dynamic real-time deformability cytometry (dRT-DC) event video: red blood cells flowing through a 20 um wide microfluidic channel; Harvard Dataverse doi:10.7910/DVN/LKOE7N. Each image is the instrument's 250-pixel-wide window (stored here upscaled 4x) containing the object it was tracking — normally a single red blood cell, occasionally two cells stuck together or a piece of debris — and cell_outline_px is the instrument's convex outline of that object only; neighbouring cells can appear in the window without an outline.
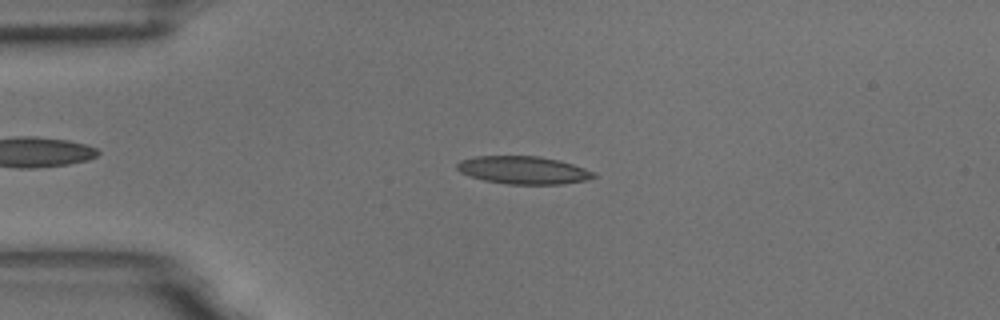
{"species": "common noctule bat (a hibernating species)", "species_latin": "Nyctalus noctula", "temperature_condition": "room temperature", "stored_images_in_passage": 56, "camera_frame_rate_fps": 3000, "um_per_image_px": 0.085, "animal": {"sex": "male", "body_mass_g": 18.8}, "frame": {"image": 1, "passage_image": 13, "time_ms": 4.0, "image_size_px": [1000, 320], "cell_outline_px": [[596, 176], [584, 180], [560, 184], [508, 184], [484, 180], [460, 172], [456, 168], [456, 164], [460, 160], [476, 156], [540, 156], [560, 160], [596, 172]], "centroid_in_image_um": [44.48, 14.45], "position_along_channel_um": 40.5, "area_um2": 22.02}}
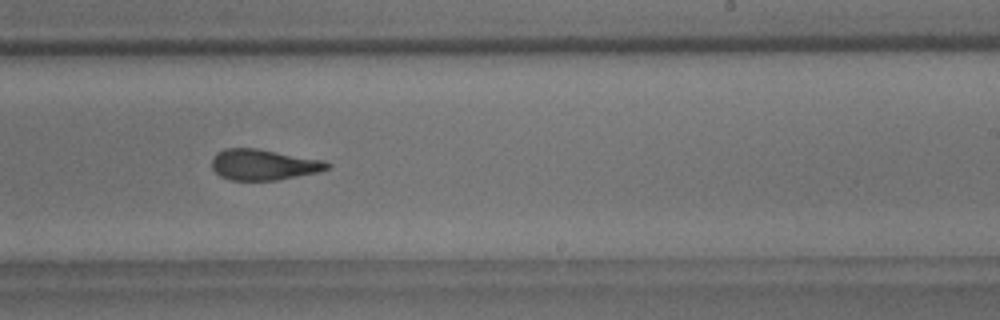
{"frame": {"image": 2, "passage_image": 34, "time_ms": 11.0, "image_size_px": [1000, 320], "cell_outline_px": [[332, 164], [328, 168], [316, 172], [276, 180], [232, 180], [220, 176], [212, 168], [212, 156], [216, 152], [224, 148], [256, 148], [324, 160]], "centroid_in_image_um": [22.36, 13.98], "position_along_channel_um": 266.6, "area_um2": 20.63}}
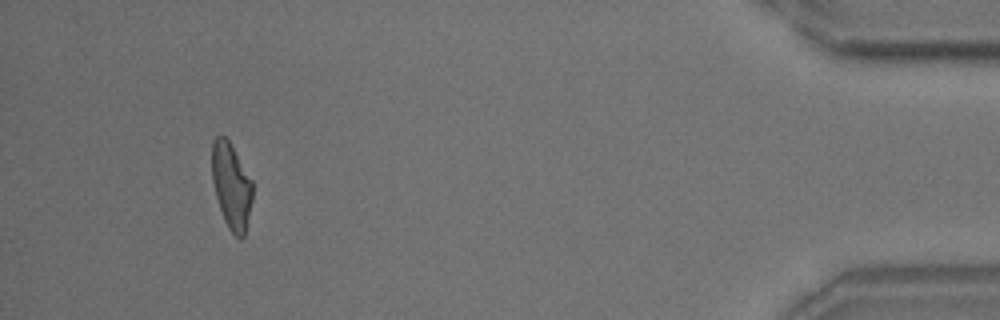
{"frame": {"image": 3, "passage_image": 52, "time_ms": 17.0, "image_size_px": [1000, 320], "cell_outline_px": [[252, 200], [244, 236], [240, 240], [228, 228], [224, 220], [216, 196], [212, 180], [212, 140], [216, 136], [224, 136], [228, 140], [252, 180]], "centroid_in_image_um": [19.66, 15.81], "position_along_channel_um": 415.5, "area_um2": 20.11}, "authors_computed_cell_mechanics": {"area_um2": 21.3282, "velocity_mm_per_s": 3.5929, "shape_relaxation_time_tau1_ms": 9.208, "shape_relaxation_time_tau2_ms": 2.2486, "deformation_change_tau1": 0.2266, "deformation_change_tau2": 0.1103}}